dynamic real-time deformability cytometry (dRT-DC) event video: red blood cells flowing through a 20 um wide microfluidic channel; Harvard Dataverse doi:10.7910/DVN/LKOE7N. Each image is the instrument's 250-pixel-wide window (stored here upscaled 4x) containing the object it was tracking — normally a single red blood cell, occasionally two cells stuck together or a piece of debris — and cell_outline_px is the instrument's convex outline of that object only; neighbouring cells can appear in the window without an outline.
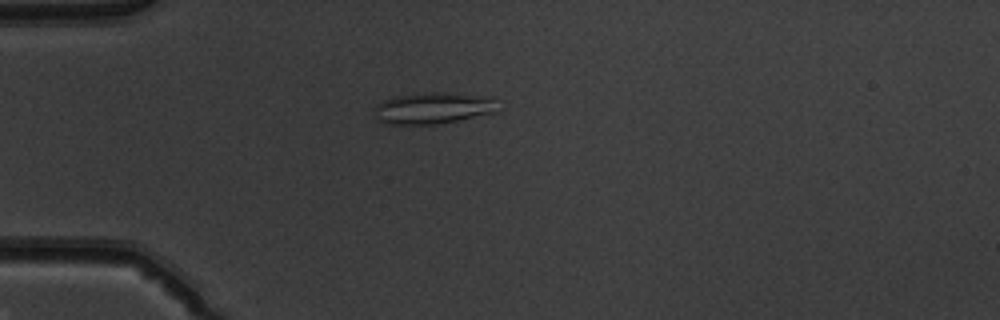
{"species": "common noctule bat (a hibernating species)", "species_latin": "Nyctalus noctula", "temperature_condition": "warm", "stored_images_in_passage": 40, "camera_frame_rate_fps": 3000, "um_per_image_px": 0.085, "animal": {"sex": "male", "body_mass_g": 19.5, "forearm_length_mm": 54.6}, "frame": {"image": 1, "passage_image": 3, "time_ms": 0.667, "image_size_px": [1000, 320], "cell_outline_px": [[496, 112], [456, 120], [432, 124], [388, 124], [376, 120], [372, 112], [376, 104], [384, 100], [396, 96], [428, 92], [448, 92], [496, 100]], "centroid_in_image_um": [36.68, 9.2], "position_along_channel_um": 48.3, "area_um2": 22.2}}
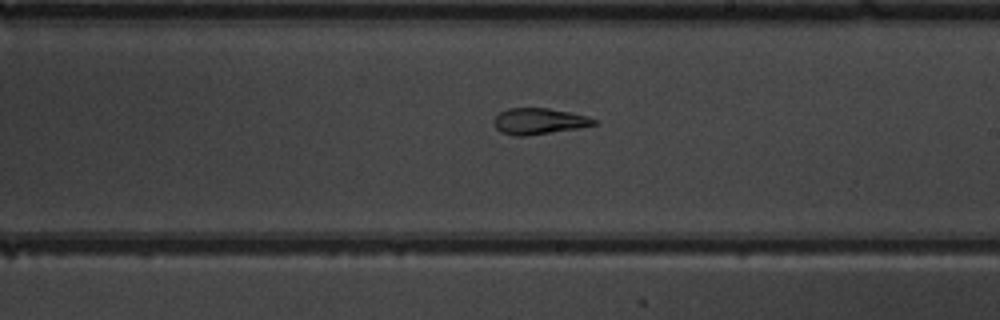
{"frame": {"image": 2, "passage_image": 19, "time_ms": 6.0, "image_size_px": [1000, 320], "cell_outline_px": [[596, 124], [580, 128], [524, 136], [516, 136], [500, 132], [496, 128], [492, 120], [500, 112], [508, 108], [548, 108], [588, 116], [596, 120]], "centroid_in_image_um": [45.79, 10.3], "position_along_channel_um": 243.2, "area_um2": 15.2}}
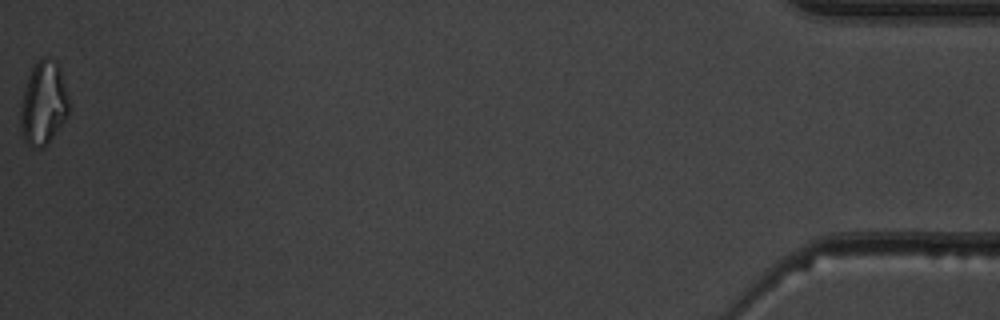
{"frame": {"image": 3, "passage_image": 40, "time_ms": 13.0, "image_size_px": [1000, 320], "cell_outline_px": [[68, 112], [64, 120], [48, 144], [44, 148], [32, 148], [24, 140], [20, 128], [20, 112], [24, 92], [32, 68], [40, 56], [48, 56], [56, 60], [60, 64], [68, 96]], "centroid_in_image_um": [3.7, 8.76], "position_along_channel_um": 431.5, "area_um2": 23.7}, "authors_computed_cell_mechanics": {"area_um2": 16.3574, "velocity_mm_per_s": 4.0053, "shape_relaxation_time_tau1_ms": null, "shape_relaxation_time_tau2_ms": 2.0098, "deformation_change_tau1": null, "deformation_change_tau2": 0.0975}}